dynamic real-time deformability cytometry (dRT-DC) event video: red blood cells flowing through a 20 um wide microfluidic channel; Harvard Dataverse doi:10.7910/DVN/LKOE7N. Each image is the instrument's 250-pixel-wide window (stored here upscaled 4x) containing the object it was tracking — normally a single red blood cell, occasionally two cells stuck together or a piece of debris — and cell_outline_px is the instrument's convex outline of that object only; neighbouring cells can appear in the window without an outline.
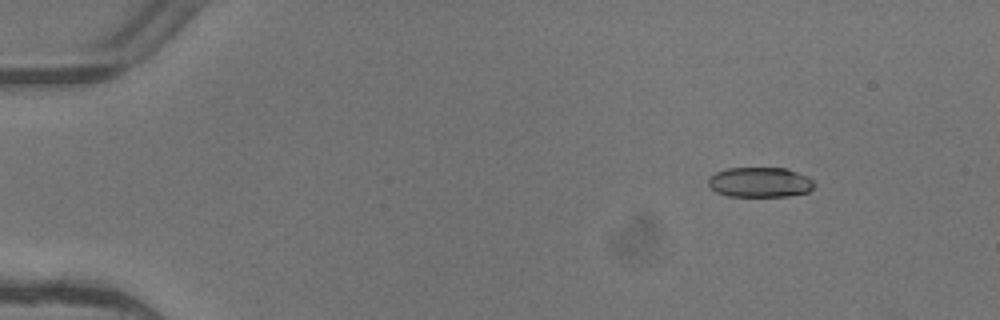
{"species": "common noctule bat (a hibernating species)", "species_latin": "Nyctalus noctula", "temperature_condition": "warm", "stored_images_in_passage": 5, "camera_frame_rate_fps": 3000, "um_per_image_px": 0.085, "animal": {"sex": "female"}, "frame": {"image": 1, "passage_image": 3, "time_ms": 0.667, "image_size_px": [1000, 320], "cell_outline_px": [[816, 184], [808, 192], [788, 196], [728, 196], [716, 192], [708, 184], [708, 176], [716, 172], [728, 168], [784, 168], [796, 172], [812, 180]], "centroid_in_image_um": [64.56, 15.49], "position_along_channel_um": 20.4, "area_um2": 18.44}}